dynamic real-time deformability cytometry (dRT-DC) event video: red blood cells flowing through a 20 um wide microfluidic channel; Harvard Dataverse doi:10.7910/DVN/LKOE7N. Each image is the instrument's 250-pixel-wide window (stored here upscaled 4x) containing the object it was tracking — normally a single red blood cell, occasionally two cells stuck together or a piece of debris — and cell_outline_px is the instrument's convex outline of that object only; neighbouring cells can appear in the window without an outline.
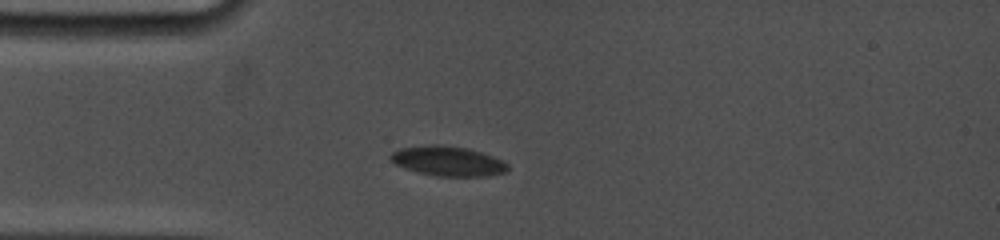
{"species": "common noctule bat (a hibernating species)", "species_latin": "Nyctalus noctula", "temperature_condition": "cold", "stored_images_in_passage": 31, "camera_frame_rate_fps": 5000, "um_per_image_px": 0.085, "animal": {"sex": "female", "body_mass_g": 19.0, "forearm_length_mm": 53.3}, "frame": {"image": 1, "passage_image": 1, "time_ms": 0.0, "image_size_px": [1000, 240], "cell_outline_px": [[508, 168], [504, 172], [484, 176], [436, 176], [404, 168], [388, 160], [388, 156], [392, 152], [400, 148], [428, 144], [436, 144], [468, 148], [504, 160], [508, 164]], "centroid_in_image_um": [38.03, 13.68], "position_along_channel_um": 47.0, "area_um2": 20.35}}
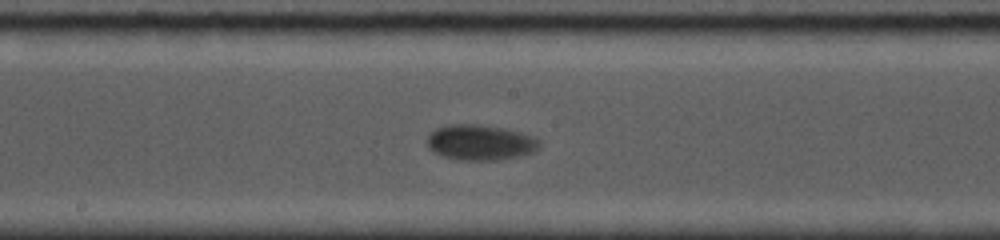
{"frame": {"image": 2, "passage_image": 17, "time_ms": 4.8, "image_size_px": [1000, 240], "cell_outline_px": [[540, 148], [536, 152], [520, 156], [496, 160], [456, 160], [432, 152], [428, 148], [428, 132], [436, 128], [448, 124], [480, 124], [504, 128], [520, 132], [532, 136], [540, 140]], "centroid_in_image_um": [40.82, 12.11], "position_along_channel_um": 207.4, "area_um2": 23.58}}
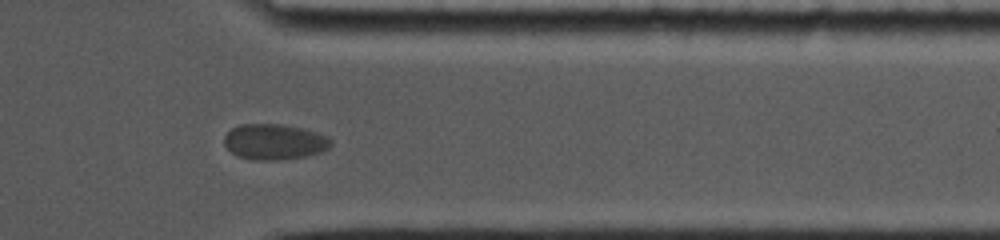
{"frame": {"image": 3, "passage_image": 29, "time_ms": 9.8, "image_size_px": [1000, 240], "cell_outline_px": [[332, 144], [328, 148], [320, 152], [304, 156], [284, 160], [252, 160], [236, 156], [224, 144], [224, 136], [232, 128], [240, 124], [280, 124], [304, 128], [328, 136], [332, 140]], "centroid_in_image_um": [23.32, 12.05], "position_along_channel_um": 388.1, "area_um2": 22.31}, "authors_computed_cell_mechanics": {"area_um2": 22.1952, "velocity_mm_per_s": 3.5943, "shape_relaxation_time_tau1_ms": 2.9496, "shape_relaxation_time_tau2_ms": null, "deformation_change_tau1": 0.0903, "deformation_change_tau2": null}}